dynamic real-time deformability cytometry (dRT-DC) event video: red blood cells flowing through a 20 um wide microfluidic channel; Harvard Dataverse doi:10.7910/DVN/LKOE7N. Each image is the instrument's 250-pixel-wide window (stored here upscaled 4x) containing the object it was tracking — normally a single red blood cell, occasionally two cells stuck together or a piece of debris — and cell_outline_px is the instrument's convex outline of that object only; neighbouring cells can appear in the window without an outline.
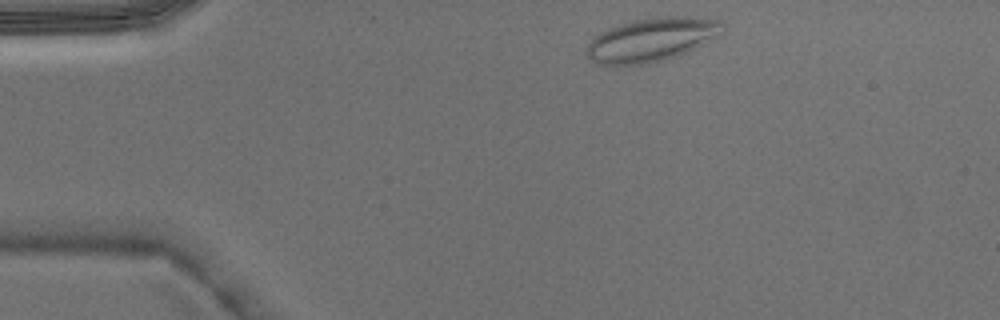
{"species": "Egyptian fruit bat (a non-hibernating species)", "species_latin": "Rousettus aegyptiacus", "temperature_condition": "warm", "stored_images_in_passage": 4, "camera_frame_rate_fps": 3000, "um_per_image_px": 0.085, "animal": {"sex": "male"}, "frame": {"image": 1, "passage_image": 1, "time_ms": 0.0, "image_size_px": [1000, 320], "cell_outline_px": [[724, 24], [700, 44], [684, 52], [664, 60], [648, 64], [596, 64], [588, 56], [584, 48], [600, 32], [620, 24], [636, 20], [656, 16], [684, 16], [720, 20]], "centroid_in_image_um": [55.25, 3.37], "position_along_channel_um": 29.7, "area_um2": 33.35}}